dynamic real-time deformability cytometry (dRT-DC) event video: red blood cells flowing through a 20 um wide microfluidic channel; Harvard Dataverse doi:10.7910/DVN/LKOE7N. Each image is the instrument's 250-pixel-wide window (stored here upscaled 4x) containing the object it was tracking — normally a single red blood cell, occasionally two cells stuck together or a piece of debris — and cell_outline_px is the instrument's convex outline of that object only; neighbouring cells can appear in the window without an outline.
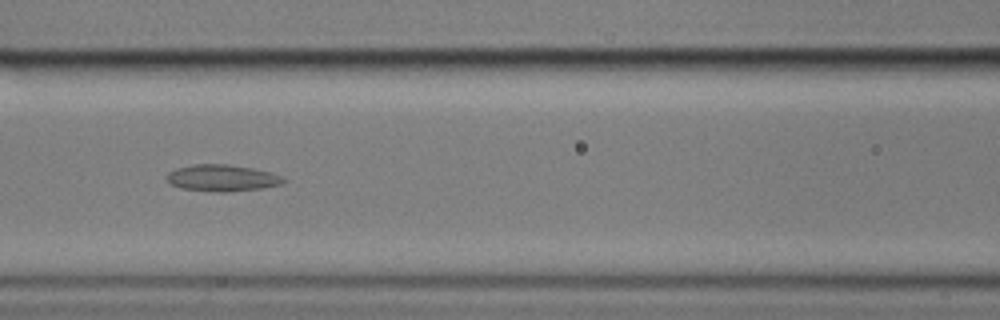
{"species": "common noctule bat (a hibernating species)", "species_latin": "Nyctalus noctula", "temperature_condition": "cold", "stored_images_in_passage": 6, "camera_frame_rate_fps": 3000, "um_per_image_px": 0.085, "animal": {"sex": "male", "body_mass_g": 17.9}, "frame": {"image": 1, "passage_image": 3, "time_ms": 2.333, "image_size_px": [1000, 320], "cell_outline_px": [[284, 184], [260, 188], [228, 192], [220, 192], [180, 188], [168, 184], [164, 176], [168, 172], [176, 168], [192, 164], [228, 164], [252, 168], [272, 172], [280, 176], [284, 180]], "centroid_in_image_um": [18.81, 15.12], "position_along_channel_um": 147.8, "area_um2": 18.26}}
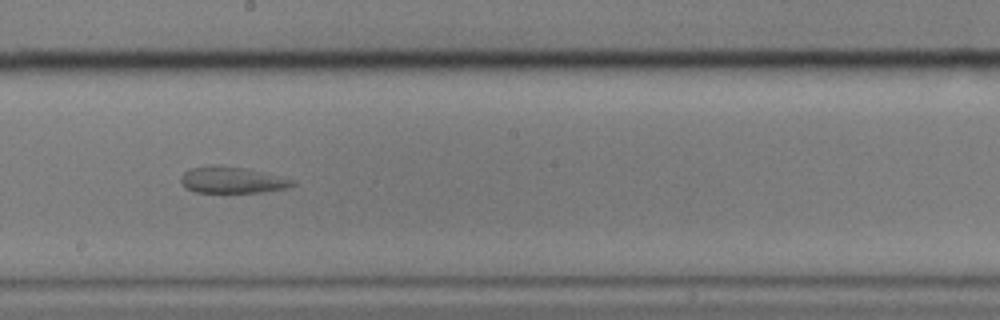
{"frame": {"image": 2, "passage_image": 5, "time_ms": 4.667, "image_size_px": [1000, 320], "cell_outline_px": [[296, 184], [292, 188], [264, 192], [196, 192], [184, 188], [180, 184], [180, 176], [184, 172], [192, 168], [212, 164], [216, 164], [244, 168], [296, 180]], "centroid_in_image_um": [19.73, 15.3], "position_along_channel_um": 228.5, "area_um2": 17.46}}
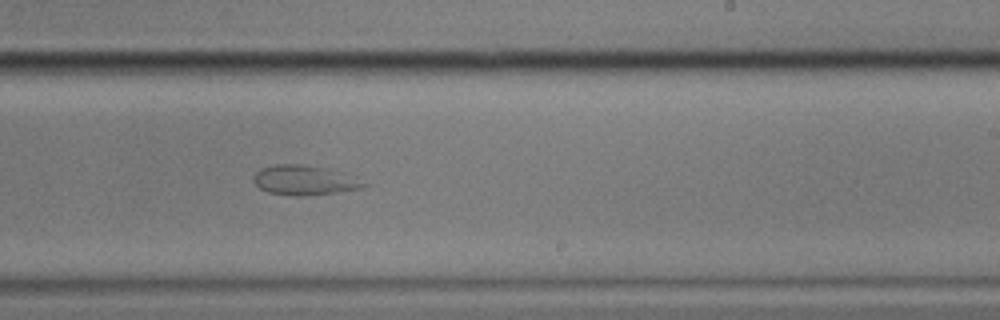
{"frame": {"image": 3, "passage_image": 6, "time_ms": 5.667, "image_size_px": [1000, 320], "cell_outline_px": [[368, 184], [360, 188], [336, 192], [304, 196], [296, 196], [268, 192], [260, 188], [252, 180], [252, 176], [260, 168], [276, 164], [300, 164], [328, 168], [344, 172]], "centroid_in_image_um": [25.84, 15.3], "position_along_channel_um": 263.2, "area_um2": 19.07}}